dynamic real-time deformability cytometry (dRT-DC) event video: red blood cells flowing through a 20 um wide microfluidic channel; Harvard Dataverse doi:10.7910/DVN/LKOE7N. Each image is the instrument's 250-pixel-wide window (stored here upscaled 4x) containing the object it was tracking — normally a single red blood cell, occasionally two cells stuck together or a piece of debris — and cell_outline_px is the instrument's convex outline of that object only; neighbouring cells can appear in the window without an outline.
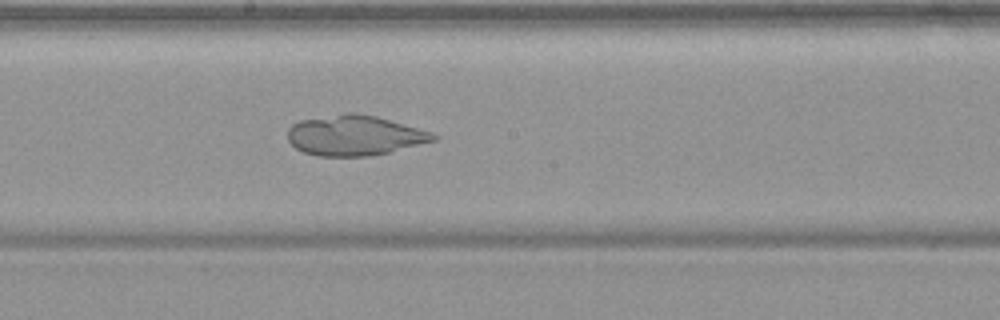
{"species": "common noctule bat (a hibernating species)", "species_latin": "Nyctalus noctula", "temperature_condition": "warm", "stored_images_in_passage": 54, "camera_frame_rate_fps": 3000, "um_per_image_px": 0.085, "animal": {"sex": "female", "body_mass_g": 19.9}, "frame": {"image": 1, "passage_image": 30, "time_ms": 9.667, "image_size_px": [1000, 320], "cell_outline_px": [[440, 140], [388, 152], [368, 156], [316, 156], [304, 152], [296, 148], [288, 140], [288, 128], [292, 124], [300, 120], [348, 112], [356, 112], [376, 116], [432, 132], [440, 136]], "centroid_in_image_um": [30.17, 11.51], "position_along_channel_um": 218.0, "area_um2": 34.28}}
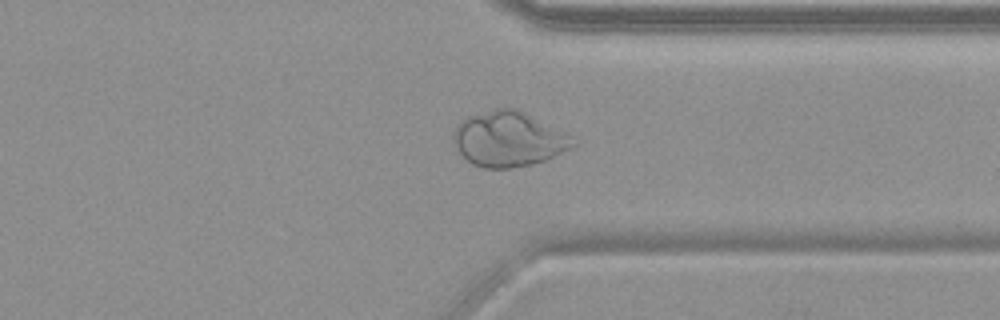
{"frame": {"image": 2, "passage_image": 42, "time_ms": 13.667, "image_size_px": [1000, 320], "cell_outline_px": [[580, 144], [548, 160], [532, 164], [508, 168], [484, 168], [472, 164], [460, 152], [452, 136], [456, 124], [460, 120], [468, 116], [496, 108], [512, 108], [524, 112], [568, 136]], "centroid_in_image_um": [43.21, 11.84], "position_along_channel_um": 368.2, "area_um2": 37.86}}
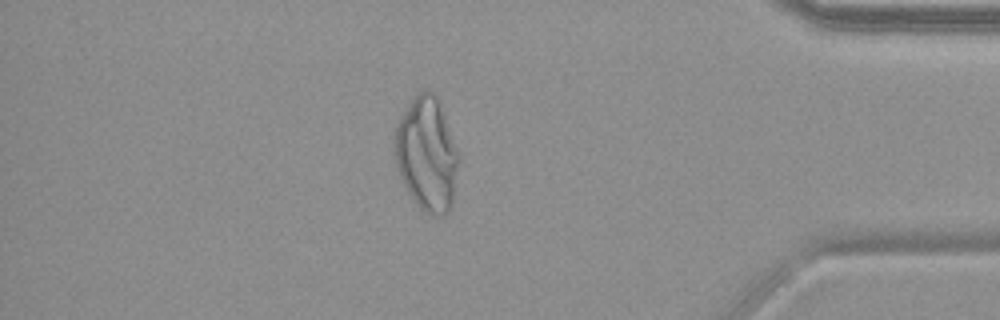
{"frame": {"image": 3, "passage_image": 47, "time_ms": 15.333, "image_size_px": [1000, 320], "cell_outline_px": [[460, 160], [452, 204], [448, 212], [444, 216], [428, 216], [416, 204], [408, 192], [396, 168], [392, 152], [392, 144], [396, 124], [400, 116], [412, 100], [424, 88], [428, 88], [436, 96], [440, 104], [460, 156]], "centroid_in_image_um": [36.26, 13.13], "position_along_channel_um": 398.9, "area_um2": 43.18}}